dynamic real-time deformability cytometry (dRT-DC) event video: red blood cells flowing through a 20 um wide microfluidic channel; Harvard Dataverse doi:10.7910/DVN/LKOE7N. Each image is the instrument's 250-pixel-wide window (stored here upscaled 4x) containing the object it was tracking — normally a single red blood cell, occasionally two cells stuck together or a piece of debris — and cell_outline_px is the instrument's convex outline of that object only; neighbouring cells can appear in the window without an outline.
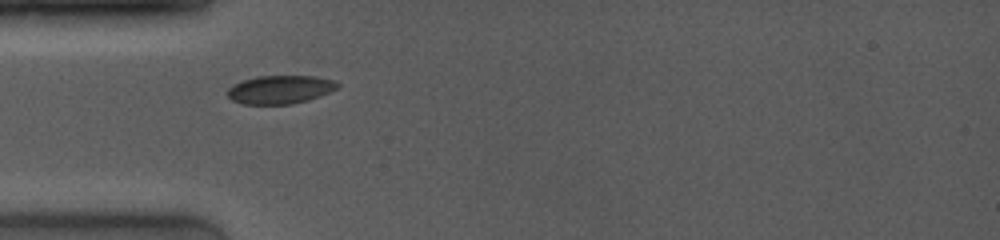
{"species": "common noctule bat (a hibernating species)", "species_latin": "Nyctalus noctula", "temperature_condition": "room temperature", "stored_images_in_passage": 5, "camera_frame_rate_fps": 4000, "um_per_image_px": 0.085, "animal": {"sex": "female", "body_mass_g": 19.0, "forearm_length_mm": 53.3}, "frame": {"image": 1, "passage_image": 1, "time_ms": 0.0, "image_size_px": [1000, 240], "cell_outline_px": [[340, 84], [336, 88], [320, 96], [308, 100], [292, 104], [244, 104], [232, 100], [228, 96], [228, 88], [232, 84], [256, 76], [316, 76], [332, 80]], "centroid_in_image_um": [23.79, 7.61], "position_along_channel_um": 61.2, "area_um2": 18.09}}
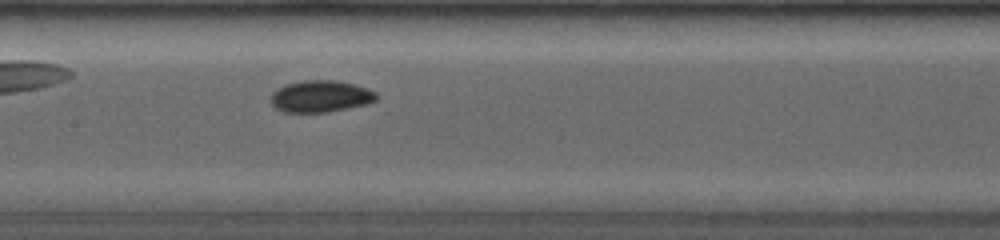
{"frame": {"image": 2, "passage_image": 5, "time_ms": 3.0, "image_size_px": [1000, 240], "cell_outline_px": [[380, 96], [376, 100], [364, 104], [348, 108], [328, 112], [284, 112], [276, 108], [272, 104], [272, 92], [288, 84], [304, 80], [336, 80], [352, 84], [376, 92]], "centroid_in_image_um": [27.26, 8.19], "position_along_channel_um": 180.1, "area_um2": 19.25}}